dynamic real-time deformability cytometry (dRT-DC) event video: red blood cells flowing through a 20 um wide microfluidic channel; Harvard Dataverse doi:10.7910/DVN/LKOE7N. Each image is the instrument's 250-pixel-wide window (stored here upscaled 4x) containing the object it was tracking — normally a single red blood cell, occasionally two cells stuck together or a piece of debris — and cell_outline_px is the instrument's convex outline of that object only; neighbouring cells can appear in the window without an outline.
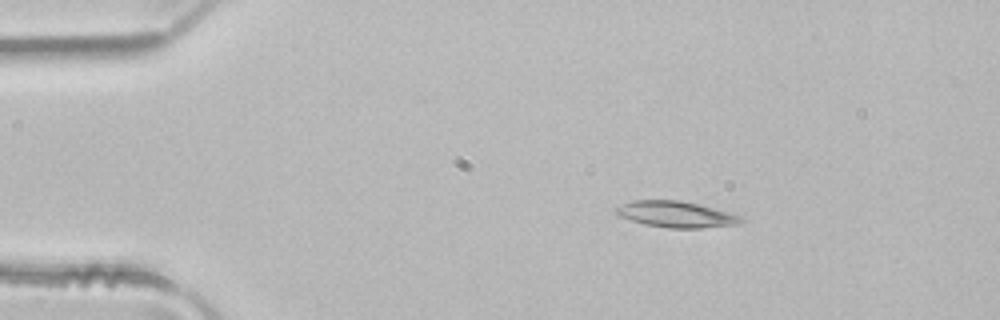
{"species": "common noctule bat (a hibernating species)", "species_latin": "Nyctalus noctula", "temperature_condition": "room temperature", "stored_images_in_passage": 4, "camera_frame_rate_fps": 3000, "um_per_image_px": 0.085, "animal": {"sex": "male", "body_mass_g": 21.5, "forearm_length_mm": 52.0}, "frame": {"image": 1, "passage_image": 1, "time_ms": 0.0, "image_size_px": [1000, 320], "cell_outline_px": [[744, 220], [740, 224], [700, 228], [668, 228], [644, 224], [620, 216], [616, 212], [616, 208], [632, 200], [680, 200], [700, 204], [740, 216]], "centroid_in_image_um": [57.49, 18.22], "position_along_channel_um": 27.5, "area_um2": 18.84}}
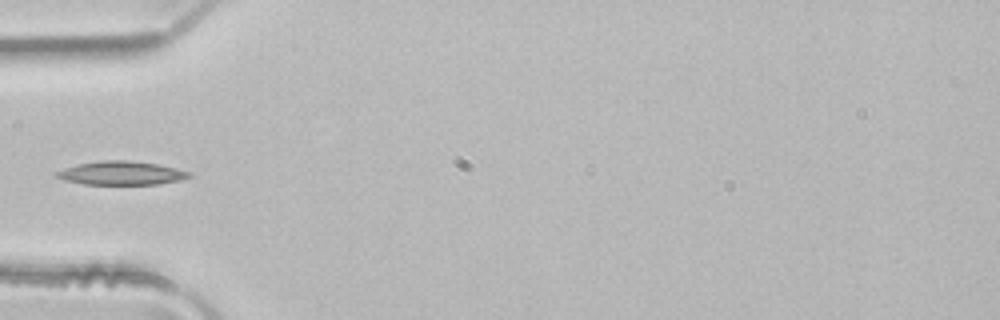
{"frame": {"image": 2, "passage_image": 3, "time_ms": 0.667, "image_size_px": [1000, 320], "cell_outline_px": [[192, 176], [180, 180], [160, 184], [84, 184], [64, 180], [52, 176], [52, 172], [76, 164], [104, 160], [128, 160], [156, 164], [176, 168], [192, 172]], "centroid_in_image_um": [10.26, 14.71], "position_along_channel_um": 74.7, "area_um2": 18.44}}
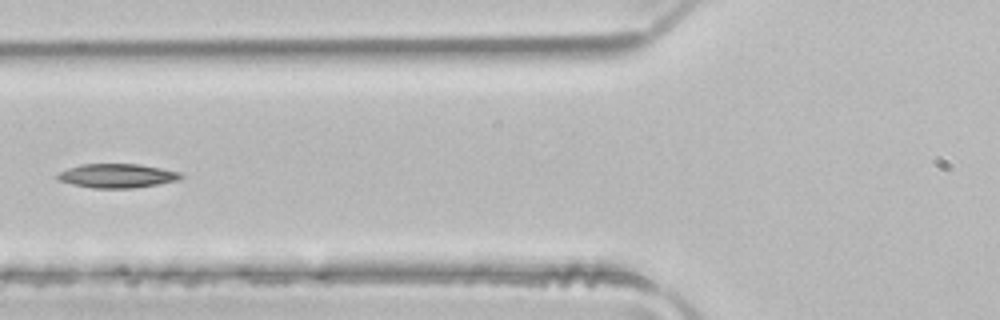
{"frame": {"image": 3, "passage_image": 4, "time_ms": 1.0, "image_size_px": [1000, 320], "cell_outline_px": [[184, 176], [176, 180], [156, 184], [132, 188], [92, 188], [72, 184], [56, 180], [56, 176], [60, 172], [68, 168], [80, 164], [140, 164], [180, 172]], "centroid_in_image_um": [9.9, 14.94], "position_along_channel_um": 115.9, "area_um2": 17.17}}